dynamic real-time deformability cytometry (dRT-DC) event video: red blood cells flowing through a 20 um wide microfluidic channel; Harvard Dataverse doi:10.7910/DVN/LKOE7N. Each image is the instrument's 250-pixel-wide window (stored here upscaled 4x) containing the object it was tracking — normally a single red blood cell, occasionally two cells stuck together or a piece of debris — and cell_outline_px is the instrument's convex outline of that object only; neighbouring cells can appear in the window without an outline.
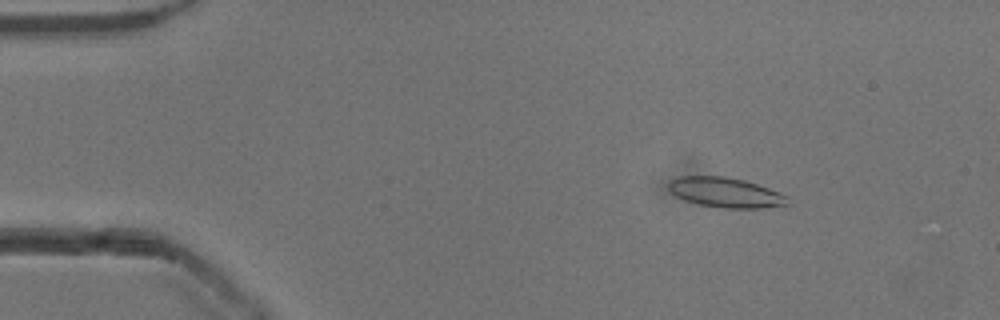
{"species": "common noctule bat (a hibernating species)", "species_latin": "Nyctalus noctula", "temperature_condition": "cold", "stored_images_in_passage": 53, "camera_frame_rate_fps": 3000, "um_per_image_px": 0.085, "animal": {"sex": "male", "body_mass_g": 13.3}, "frame": {"image": 1, "passage_image": 8, "time_ms": 2.333, "image_size_px": [1000, 320], "cell_outline_px": [[788, 204], [760, 208], [724, 208], [700, 204], [684, 200], [676, 196], [668, 188], [668, 180], [680, 176], [724, 176], [744, 180], [780, 192], [788, 196]], "centroid_in_image_um": [61.65, 16.35], "position_along_channel_um": 23.4, "area_um2": 20.69}}
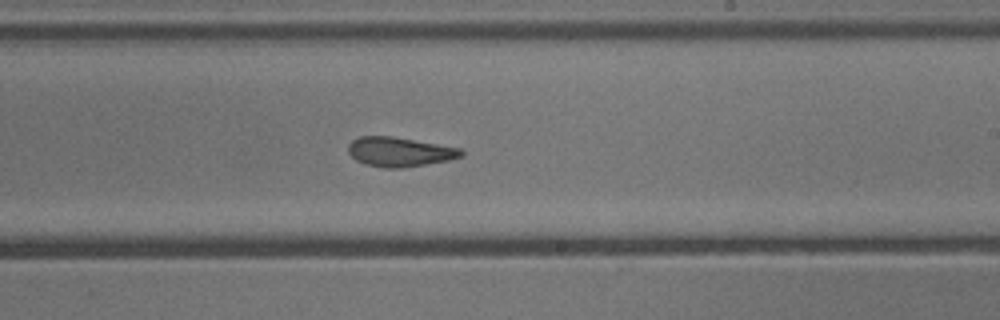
{"frame": {"image": 2, "passage_image": 32, "time_ms": 10.333, "image_size_px": [1000, 320], "cell_outline_px": [[464, 156], [448, 160], [404, 168], [384, 168], [364, 164], [356, 160], [348, 152], [348, 144], [352, 140], [360, 136], [392, 136], [460, 148], [464, 152]], "centroid_in_image_um": [33.95, 12.91], "position_along_channel_um": 255.1, "area_um2": 19.42}}
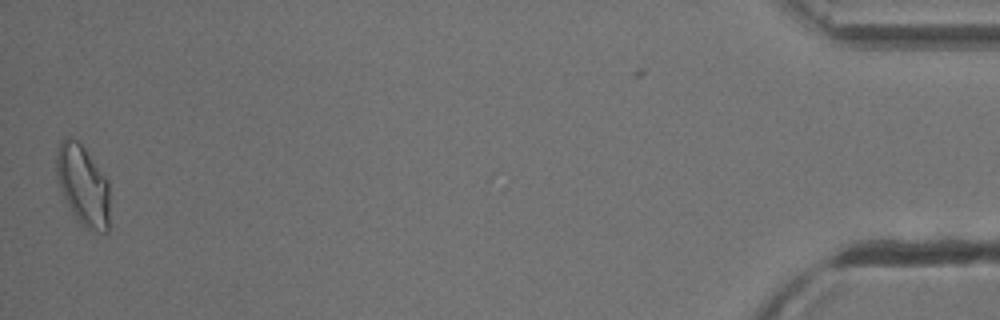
{"frame": {"image": 3, "passage_image": 53, "time_ms": 17.333, "image_size_px": [1000, 320], "cell_outline_px": [[108, 232], [96, 232], [88, 228], [72, 212], [60, 188], [56, 176], [56, 152], [60, 140], [64, 136], [68, 136], [76, 140], [84, 148], [108, 180]], "centroid_in_image_um": [7.03, 15.7], "position_along_channel_um": 428.2, "area_um2": 24.57}, "authors_computed_cell_mechanics": {"area_um2": 20.519, "velocity_mm_per_s": 3.8522, "shape_relaxation_time_tau1_ms": null, "shape_relaxation_time_tau2_ms": 3.2103, "deformation_change_tau1": null, "deformation_change_tau2": 0.1071}}